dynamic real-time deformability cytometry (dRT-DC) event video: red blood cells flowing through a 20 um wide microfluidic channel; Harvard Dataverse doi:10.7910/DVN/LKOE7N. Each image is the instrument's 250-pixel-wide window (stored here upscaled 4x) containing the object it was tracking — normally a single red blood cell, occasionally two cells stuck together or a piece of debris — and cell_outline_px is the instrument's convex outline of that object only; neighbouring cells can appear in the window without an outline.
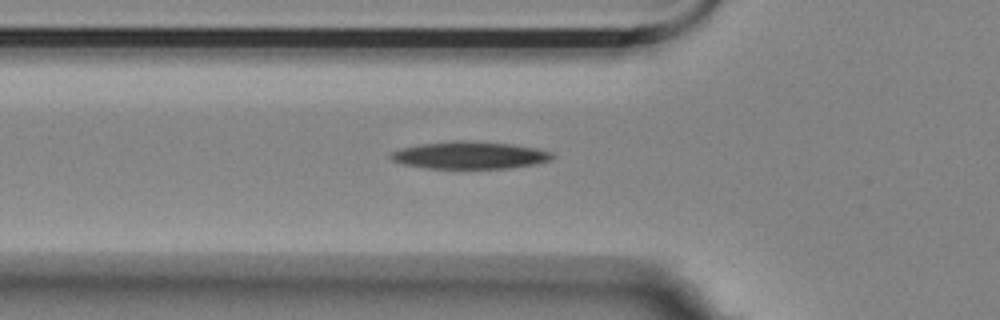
{"species": "Egyptian fruit bat (a non-hibernating species)", "species_latin": "Rousettus aegyptiacus", "temperature_condition": "room temperature", "stored_images_in_passage": 7, "camera_frame_rate_fps": 3000, "um_per_image_px": 0.085, "animal": {"sex": "female"}, "frame": {"image": 1, "passage_image": 2, "time_ms": 0.333, "image_size_px": [1000, 320], "cell_outline_px": [[556, 156], [552, 160], [536, 164], [508, 168], [428, 168], [404, 164], [392, 160], [388, 156], [388, 152], [400, 148], [420, 144], [456, 140], [464, 140], [512, 144], [536, 148], [552, 152]], "centroid_in_image_um": [39.93, 13.19], "position_along_channel_um": 85.9, "area_um2": 25.89}}